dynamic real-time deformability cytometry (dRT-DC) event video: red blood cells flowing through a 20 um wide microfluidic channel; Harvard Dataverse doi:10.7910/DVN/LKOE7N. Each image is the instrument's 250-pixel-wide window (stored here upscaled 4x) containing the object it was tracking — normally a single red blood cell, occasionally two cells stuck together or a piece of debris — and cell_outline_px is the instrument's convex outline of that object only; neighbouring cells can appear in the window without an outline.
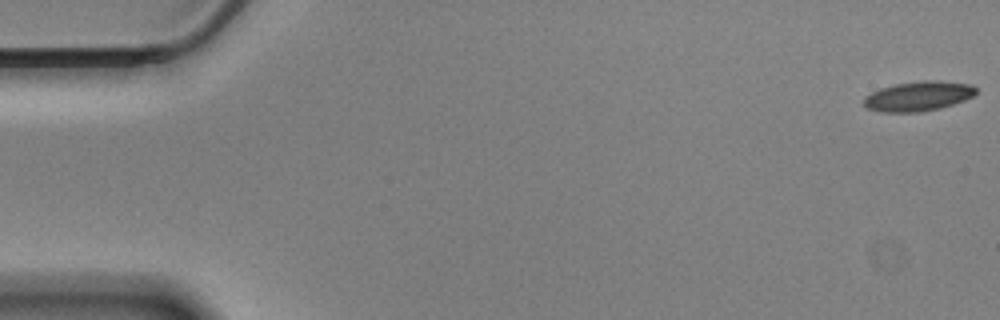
{"species": "Egyptian fruit bat (a non-hibernating species)", "species_latin": "Rousettus aegyptiacus", "temperature_condition": "cold", "stored_images_in_passage": 58, "camera_frame_rate_fps": 3000, "um_per_image_px": 0.085, "animal": {"sex": "male"}, "frame": {"image": 1, "passage_image": 1, "time_ms": 0.0, "image_size_px": [1000, 320], "cell_outline_px": [[976, 92], [972, 96], [964, 100], [940, 108], [920, 112], [880, 112], [868, 108], [864, 104], [864, 96], [880, 88], [896, 84], [924, 80], [940, 80], [972, 84], [976, 88]], "centroid_in_image_um": [78.06, 8.17], "position_along_channel_um": 6.9, "area_um2": 19.42}}
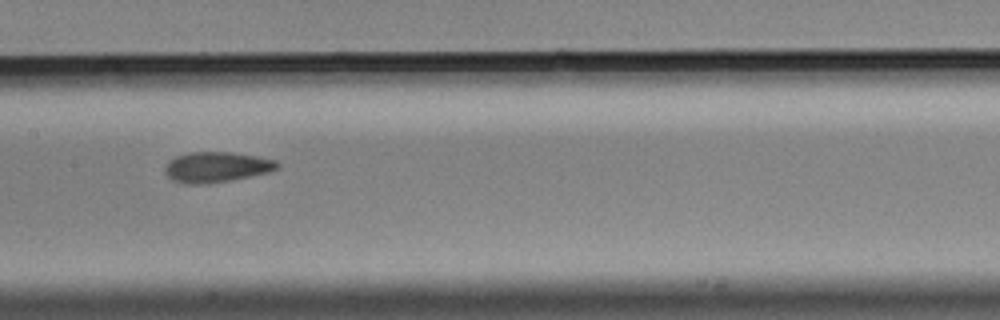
{"frame": {"image": 2, "passage_image": 29, "time_ms": 9.333, "image_size_px": [1000, 320], "cell_outline_px": [[280, 168], [268, 172], [208, 184], [184, 184], [172, 180], [164, 172], [164, 168], [168, 160], [176, 156], [192, 152], [228, 152], [256, 156], [276, 160], [280, 164]], "centroid_in_image_um": [18.37, 14.2], "position_along_channel_um": 189.0, "area_um2": 19.88}}
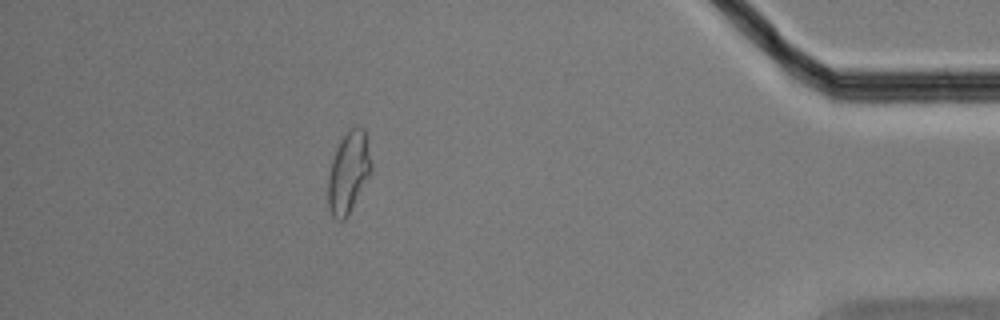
{"frame": {"image": 3, "passage_image": 52, "time_ms": 17.0, "image_size_px": [1000, 320], "cell_outline_px": [[372, 172], [348, 216], [344, 220], [336, 220], [332, 216], [328, 208], [328, 176], [332, 160], [336, 148], [340, 140], [356, 124], [364, 128], [372, 164]], "centroid_in_image_um": [29.63, 14.67], "position_along_channel_um": 405.6, "area_um2": 20.63}, "authors_computed_cell_mechanics": {"area_um2": 19.8254, "velocity_mm_per_s": 3.4488, "shape_relaxation_time_tau1_ms": null, "shape_relaxation_time_tau2_ms": 2.1073, "deformation_change_tau1": null, "deformation_change_tau2": 0.0867}}